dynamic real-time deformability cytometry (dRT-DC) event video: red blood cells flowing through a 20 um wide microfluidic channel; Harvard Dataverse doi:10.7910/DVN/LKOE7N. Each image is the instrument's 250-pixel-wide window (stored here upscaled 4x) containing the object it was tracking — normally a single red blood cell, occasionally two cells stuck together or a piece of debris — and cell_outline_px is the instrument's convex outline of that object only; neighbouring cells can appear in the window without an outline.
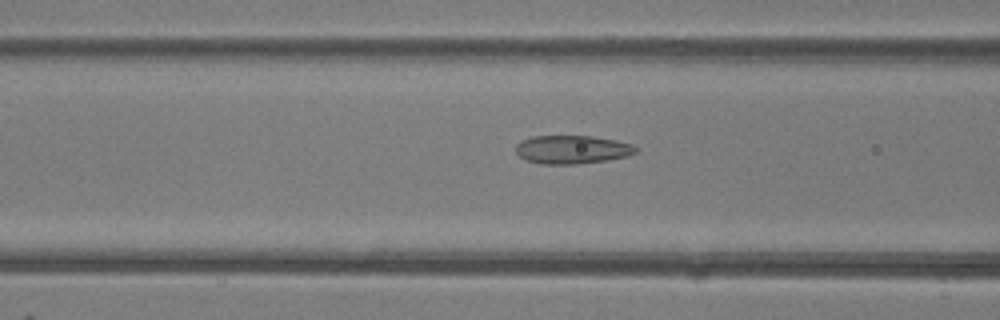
{"species": "common noctule bat (a hibernating species)", "species_latin": "Nyctalus noctula", "temperature_condition": "room temperature", "stored_images_in_passage": 48, "camera_frame_rate_fps": 3000, "um_per_image_px": 0.085, "animal": {"sex": "female"}, "frame": {"image": 1, "passage_image": 19, "time_ms": 6.0, "image_size_px": [1000, 320], "cell_outline_px": [[636, 152], [628, 156], [608, 160], [576, 164], [540, 164], [528, 160], [520, 156], [516, 152], [516, 144], [520, 140], [532, 136], [592, 136], [616, 140], [632, 144], [636, 148]], "centroid_in_image_um": [48.62, 12.71], "position_along_channel_um": 118.0, "area_um2": 19.88}}
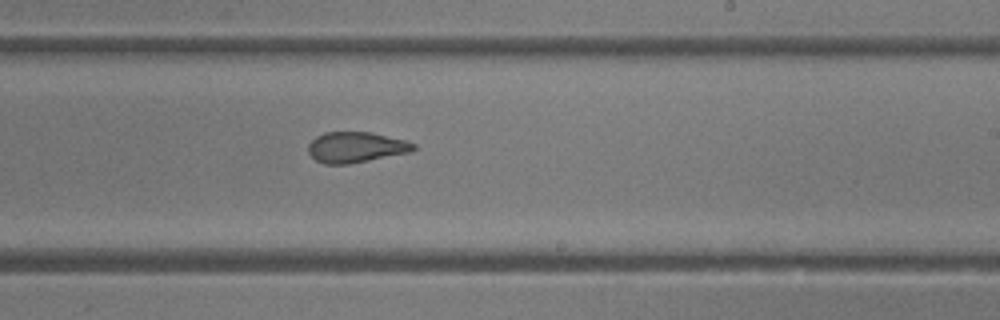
{"frame": {"image": 2, "passage_image": 29, "time_ms": 9.333, "image_size_px": [1000, 320], "cell_outline_px": [[416, 148], [412, 152], [348, 164], [324, 164], [316, 160], [308, 152], [308, 144], [316, 136], [324, 132], [372, 132], [404, 140], [416, 144]], "centroid_in_image_um": [30.25, 12.51], "position_along_channel_um": 258.7, "area_um2": 18.84}}
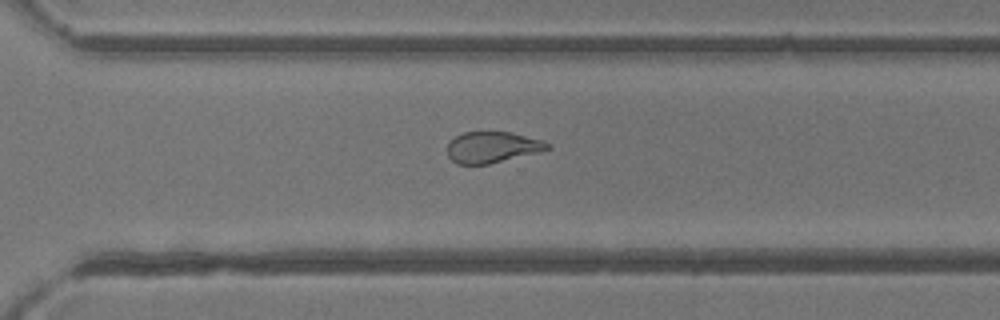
{"frame": {"image": 3, "passage_image": 34, "time_ms": 11.0, "image_size_px": [1000, 320], "cell_outline_px": [[552, 148], [488, 164], [456, 164], [448, 156], [448, 144], [456, 136], [464, 132], [512, 132], [544, 140]], "centroid_in_image_um": [41.84, 12.5], "position_along_channel_um": 328.8, "area_um2": 17.92}, "authors_computed_cell_mechanics": {"area_um2": 21.0681, "velocity_mm_per_s": 4.2248, "shape_relaxation_time_tau1_ms": 7.0452, "shape_relaxation_time_tau2_ms": 1.4464, "deformation_change_tau1": 0.154, "deformation_change_tau2": 0.087}}